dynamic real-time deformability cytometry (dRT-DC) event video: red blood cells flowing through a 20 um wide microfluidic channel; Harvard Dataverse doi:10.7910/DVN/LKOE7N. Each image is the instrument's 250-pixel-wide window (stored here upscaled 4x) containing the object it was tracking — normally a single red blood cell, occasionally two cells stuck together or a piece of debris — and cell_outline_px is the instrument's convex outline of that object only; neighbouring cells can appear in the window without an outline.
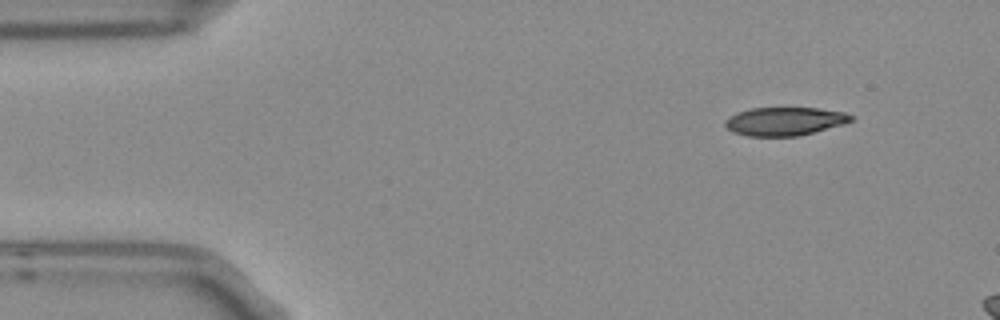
{"species": "Egyptian fruit bat (a non-hibernating species)", "species_latin": "Rousettus aegyptiacus", "temperature_condition": "room temperature", "stored_images_in_passage": 4, "camera_frame_rate_fps": 3000, "um_per_image_px": 0.085, "frame": {"image": 1, "passage_image": 1, "time_ms": 0.0, "image_size_px": [1000, 320], "cell_outline_px": [[856, 116], [852, 120], [844, 124], [800, 136], [748, 136], [732, 132], [724, 124], [724, 120], [728, 116], [736, 112], [748, 108], [820, 108], [844, 112]], "centroid_in_image_um": [66.69, 10.31], "position_along_channel_um": 18.3, "area_um2": 21.1}}